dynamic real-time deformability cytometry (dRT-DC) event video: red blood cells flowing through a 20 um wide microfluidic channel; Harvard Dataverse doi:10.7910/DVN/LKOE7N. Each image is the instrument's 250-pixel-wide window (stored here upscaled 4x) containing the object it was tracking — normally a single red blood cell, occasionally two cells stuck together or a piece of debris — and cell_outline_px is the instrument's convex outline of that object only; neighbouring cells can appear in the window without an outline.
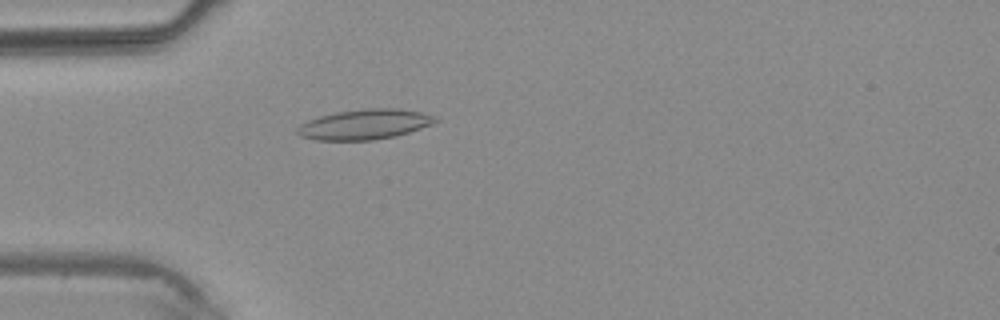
{"species": "common noctule bat (a hibernating species)", "species_latin": "Nyctalus noctula", "temperature_condition": "warm", "stored_images_in_passage": 2, "camera_frame_rate_fps": 3000, "um_per_image_px": 0.085, "animal": {"sex": "male", "body_mass_g": 20.4}, "frame": {"image": 1, "passage_image": 2, "time_ms": 1.667, "image_size_px": [1000, 320], "cell_outline_px": [[440, 120], [432, 124], [396, 136], [372, 140], [316, 140], [300, 136], [296, 132], [296, 128], [300, 124], [308, 120], [320, 116], [336, 112], [364, 108], [400, 108], [420, 112], [436, 116]], "centroid_in_image_um": [30.99, 10.56], "position_along_channel_um": 54.0, "area_um2": 24.33}}